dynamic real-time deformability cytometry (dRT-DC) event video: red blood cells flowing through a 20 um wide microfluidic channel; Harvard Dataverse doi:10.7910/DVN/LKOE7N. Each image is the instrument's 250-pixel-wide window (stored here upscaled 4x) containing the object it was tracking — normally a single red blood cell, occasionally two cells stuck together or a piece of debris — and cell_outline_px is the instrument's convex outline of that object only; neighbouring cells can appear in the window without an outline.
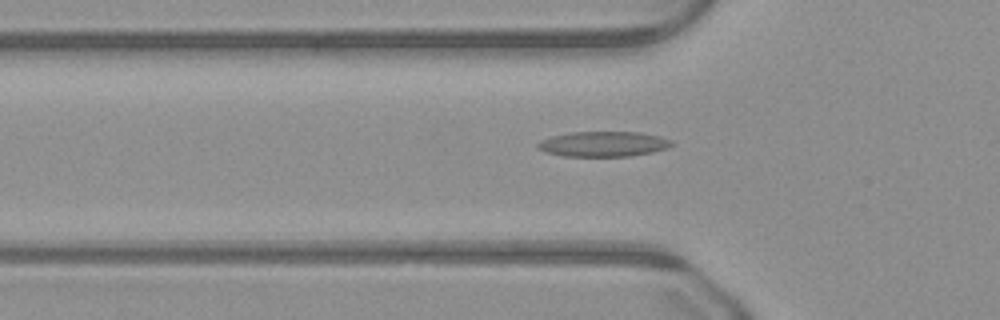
{"species": "common noctule bat (a hibernating species)", "species_latin": "Nyctalus noctula", "temperature_condition": "warm", "stored_images_in_passage": 49, "camera_frame_rate_fps": 3000, "um_per_image_px": 0.085, "animal": {"sex": "male", "body_mass_g": 23.1, "forearm_length_mm": 52.7}, "frame": {"image": 1, "passage_image": 16, "time_ms": 5.0, "image_size_px": [1000, 320], "cell_outline_px": [[676, 144], [668, 148], [652, 152], [632, 156], [564, 156], [544, 152], [536, 148], [536, 144], [540, 140], [552, 136], [572, 132], [640, 132], [660, 136], [672, 140]], "centroid_in_image_um": [51.3, 12.24], "position_along_channel_um": 74.5, "area_um2": 19.88}}
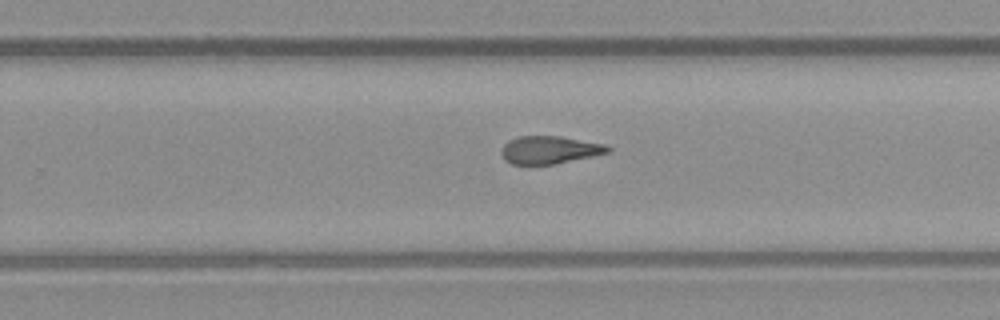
{"frame": {"image": 2, "passage_image": 31, "time_ms": 10.0, "image_size_px": [1000, 320], "cell_outline_px": [[612, 152], [556, 164], [528, 168], [512, 164], [504, 160], [500, 152], [504, 144], [508, 140], [516, 136], [560, 136], [604, 144], [612, 148]], "centroid_in_image_um": [46.66, 12.78], "position_along_channel_um": 283.1, "area_um2": 18.03}}
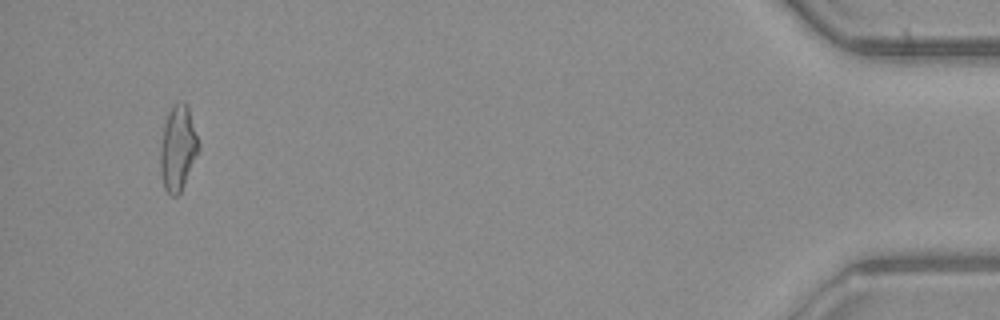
{"frame": {"image": 3, "passage_image": 47, "time_ms": 15.333, "image_size_px": [1000, 320], "cell_outline_px": [[200, 148], [184, 184], [180, 192], [176, 196], [172, 196], [164, 188], [160, 172], [160, 148], [164, 124], [168, 112], [172, 104], [184, 104], [188, 108], [200, 144]], "centroid_in_image_um": [15.11, 12.62], "position_along_channel_um": 420.1, "area_um2": 18.73}}